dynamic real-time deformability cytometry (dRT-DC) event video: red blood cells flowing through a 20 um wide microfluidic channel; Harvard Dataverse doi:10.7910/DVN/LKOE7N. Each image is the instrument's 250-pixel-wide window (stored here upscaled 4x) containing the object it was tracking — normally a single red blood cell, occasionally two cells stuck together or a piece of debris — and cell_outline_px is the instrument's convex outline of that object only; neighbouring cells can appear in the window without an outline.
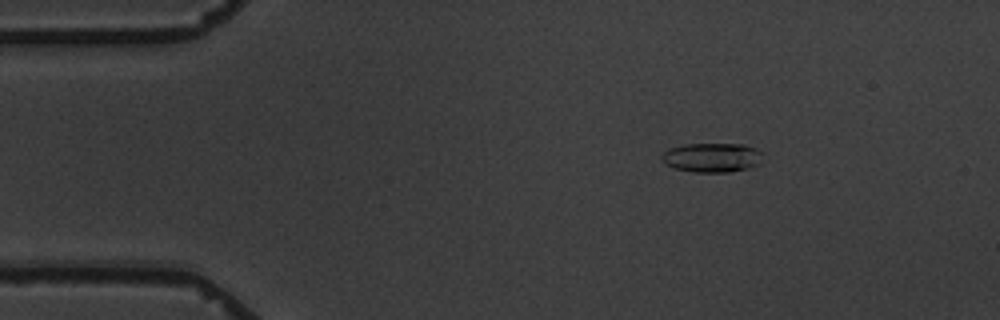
{"species": "common noctule bat (a hibernating species)", "species_latin": "Nyctalus noctula", "temperature_condition": "warm", "stored_images_in_passage": 5, "camera_frame_rate_fps": 3000, "um_per_image_px": 0.085, "animal": {"sex": "male", "body_mass_g": 19.5, "forearm_length_mm": 54.6}, "frame": {"image": 1, "passage_image": 2, "time_ms": 1.333, "image_size_px": [1000, 320], "cell_outline_px": [[760, 164], [748, 168], [732, 172], [692, 172], [676, 168], [668, 164], [660, 156], [664, 152], [672, 148], [684, 144], [744, 144], [756, 148], [760, 152]], "centroid_in_image_um": [60.55, 13.39], "position_along_channel_um": 24.4, "area_um2": 17.05}}
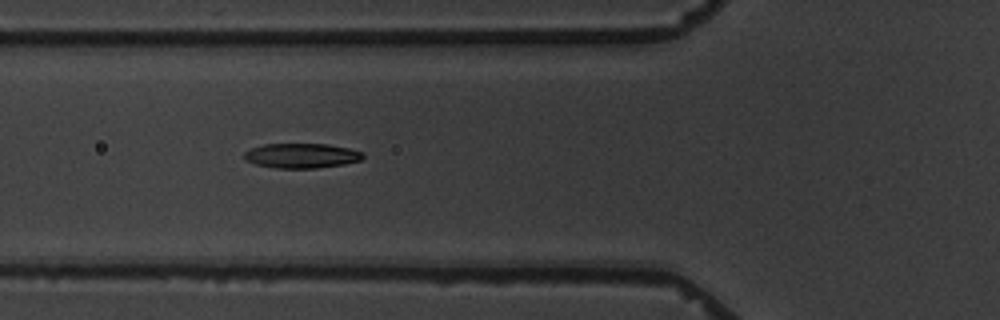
{"frame": {"image": 2, "passage_image": 5, "time_ms": 5.333, "image_size_px": [1000, 320], "cell_outline_px": [[364, 156], [360, 160], [344, 164], [316, 168], [276, 168], [256, 164], [244, 160], [244, 152], [252, 148], [264, 144], [328, 144], [348, 148], [364, 152]], "centroid_in_image_um": [25.63, 13.23], "position_along_channel_um": 100.2, "area_um2": 17.11}}